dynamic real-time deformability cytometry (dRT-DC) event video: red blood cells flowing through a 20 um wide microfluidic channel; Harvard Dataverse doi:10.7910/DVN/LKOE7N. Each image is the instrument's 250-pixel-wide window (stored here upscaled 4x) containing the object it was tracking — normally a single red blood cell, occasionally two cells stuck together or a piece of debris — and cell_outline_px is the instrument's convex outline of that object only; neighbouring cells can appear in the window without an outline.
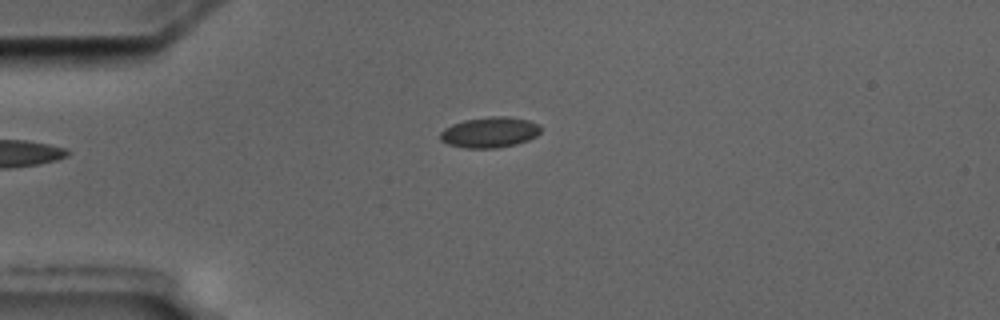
{"species": "common noctule bat (a hibernating species)", "species_latin": "Nyctalus noctula", "temperature_condition": "cold", "stored_images_in_passage": 2, "camera_frame_rate_fps": 3000, "um_per_image_px": 0.085, "animal": {"sex": "male", "body_mass_g": 17.5, "forearm_length_mm": 52.3}, "frame": {"image": 1, "passage_image": 2, "time_ms": 1.333, "image_size_px": [1000, 320], "cell_outline_px": [[540, 132], [536, 136], [528, 140], [516, 144], [496, 148], [464, 148], [448, 144], [440, 140], [440, 132], [444, 128], [452, 124], [464, 120], [488, 116], [508, 116], [528, 120], [540, 124]], "centroid_in_image_um": [41.62, 11.24], "position_along_channel_um": 43.4, "area_um2": 18.09}}